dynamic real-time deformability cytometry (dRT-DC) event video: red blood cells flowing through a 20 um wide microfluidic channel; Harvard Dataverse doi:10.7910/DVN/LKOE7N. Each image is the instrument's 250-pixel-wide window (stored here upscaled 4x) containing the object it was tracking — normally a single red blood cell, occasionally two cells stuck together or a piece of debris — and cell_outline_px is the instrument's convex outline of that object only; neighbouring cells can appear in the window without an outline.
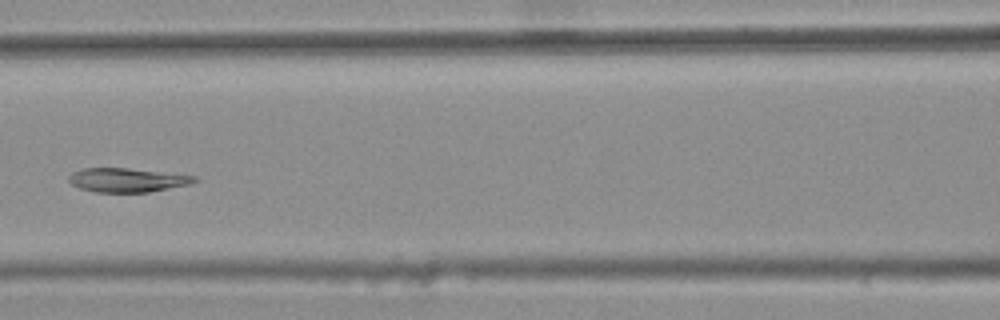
{"species": "common noctule bat (a hibernating species)", "species_latin": "Nyctalus noctula", "temperature_condition": "warm", "stored_images_in_passage": 8, "camera_frame_rate_fps": 3000, "um_per_image_px": 0.085, "animal": {"sex": "female", "body_mass_g": 25.1}, "frame": {"image": 1, "passage_image": 7, "time_ms": 2.0, "image_size_px": [1000, 320], "cell_outline_px": [[200, 180], [188, 184], [148, 192], [96, 192], [80, 188], [72, 184], [68, 180], [68, 176], [72, 172], [84, 168], [128, 168], [196, 176]], "centroid_in_image_um": [10.78, 15.3], "position_along_channel_um": 155.8, "area_um2": 17.4}}
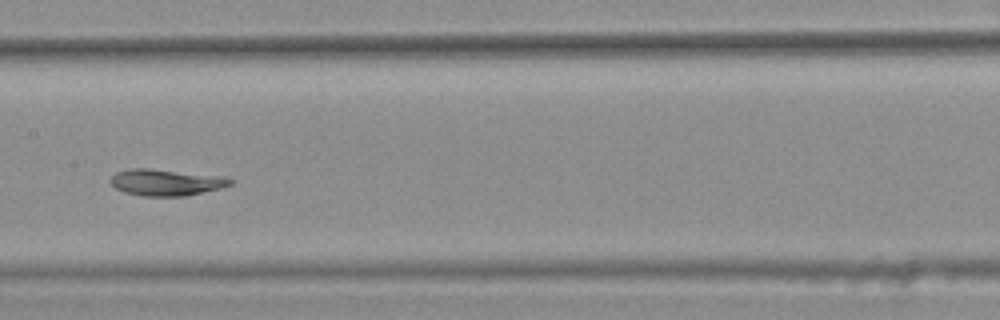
{"frame": {"image": 2, "passage_image": 8, "time_ms": 2.333, "image_size_px": [1000, 320], "cell_outline_px": [[236, 180], [232, 184], [220, 188], [188, 196], [144, 196], [124, 192], [116, 188], [108, 180], [116, 172], [128, 168], [148, 168], [224, 176]], "centroid_in_image_um": [14.13, 15.49], "position_along_channel_um": 193.3, "area_um2": 18.67}}